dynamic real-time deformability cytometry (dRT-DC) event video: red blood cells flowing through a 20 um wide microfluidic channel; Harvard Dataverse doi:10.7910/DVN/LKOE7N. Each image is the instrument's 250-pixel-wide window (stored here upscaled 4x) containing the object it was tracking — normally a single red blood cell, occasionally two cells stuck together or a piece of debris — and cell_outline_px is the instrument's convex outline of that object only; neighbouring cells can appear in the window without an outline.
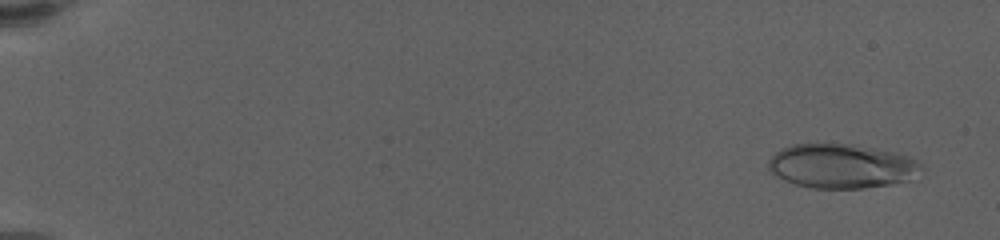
{"species": "human", "species_latin": "Homo sapiens", "temperature_condition": "warm", "stored_images_in_passage": 35, "camera_frame_rate_fps": 3000, "um_per_image_px": 0.085, "donor": {"sex": "female"}, "frame": {"image": 1, "passage_image": 2, "time_ms": 1.0, "image_size_px": [1000, 240], "cell_outline_px": [[924, 168], [908, 180], [888, 184], [864, 188], [812, 188], [796, 184], [784, 180], [768, 172], [768, 160], [776, 152], [792, 144], [816, 140], [856, 144], [892, 152], [908, 156], [916, 160]], "centroid_in_image_um": [71.46, 14.07], "position_along_channel_um": 13.5, "area_um2": 40.23}}
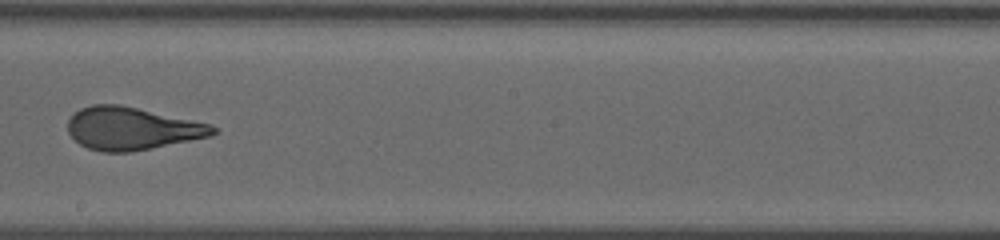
{"frame": {"image": 2, "passage_image": 21, "time_ms": 12.667, "image_size_px": [1000, 240], "cell_outline_px": [[216, 132], [212, 136], [128, 152], [104, 152], [88, 148], [80, 144], [68, 132], [68, 120], [80, 108], [92, 104], [120, 104], [212, 124], [216, 128]], "centroid_in_image_um": [11.21, 10.91], "position_along_channel_um": 237.0, "area_um2": 35.84}}
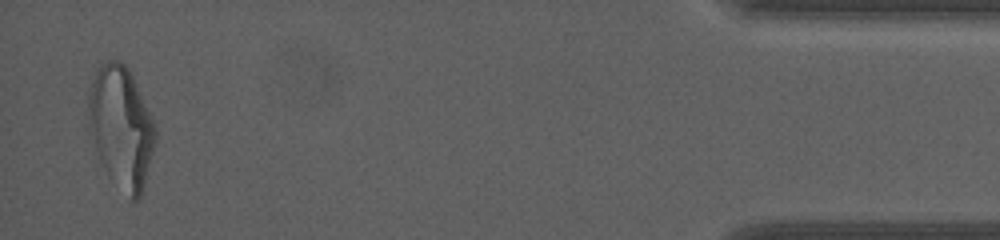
{"frame": {"image": 3, "passage_image": 35, "time_ms": 20.333, "image_size_px": [1000, 240], "cell_outline_px": [[156, 144], [144, 184], [140, 196], [136, 200], [132, 200], [100, 160], [88, 132], [88, 92], [96, 72], [100, 64], [108, 60], [120, 60], [128, 68], [132, 76], [156, 128]], "centroid_in_image_um": [10.28, 10.74], "position_along_channel_um": 424.9, "area_um2": 46.53}, "authors_computed_cell_mechanics": {"area_um2": 36.8186, "velocity_mm_per_s": 3.3701, "shape_relaxation_time_tau1_ms": 6.5393, "shape_relaxation_time_tau2_ms": 1.0075, "deformation_change_tau1": 0.2388, "deformation_change_tau2": 0.0955}}